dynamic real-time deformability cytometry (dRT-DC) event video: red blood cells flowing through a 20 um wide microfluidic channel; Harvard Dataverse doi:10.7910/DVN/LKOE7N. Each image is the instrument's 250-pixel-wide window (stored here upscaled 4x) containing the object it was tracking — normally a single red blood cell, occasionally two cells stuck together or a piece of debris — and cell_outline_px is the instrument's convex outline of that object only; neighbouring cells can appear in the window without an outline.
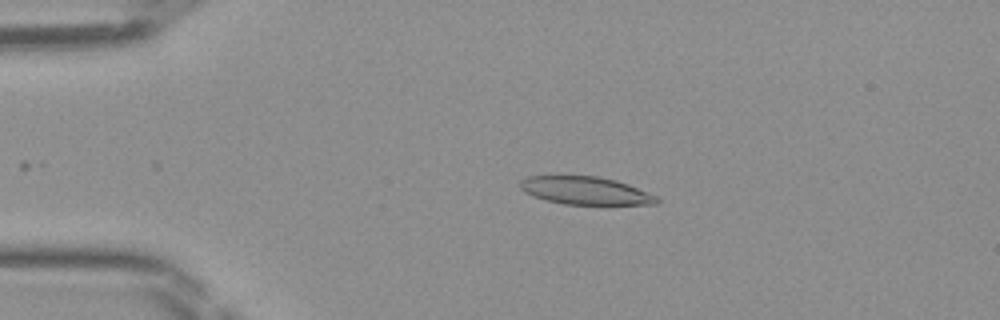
{"species": "Egyptian fruit bat (a non-hibernating species)", "species_latin": "Rousettus aegyptiacus", "temperature_condition": "room temperature", "stored_images_in_passage": 38, "camera_frame_rate_fps": 3000, "um_per_image_px": 0.085, "frame": {"image": 1, "passage_image": 10, "time_ms": 3.0, "image_size_px": [1000, 320], "cell_outline_px": [[660, 200], [656, 204], [564, 204], [544, 200], [532, 196], [524, 192], [520, 188], [520, 180], [528, 176], [556, 172], [596, 176], [616, 180], [628, 184], [660, 196]], "centroid_in_image_um": [49.68, 16.15], "position_along_channel_um": 35.3, "area_um2": 23.29}}
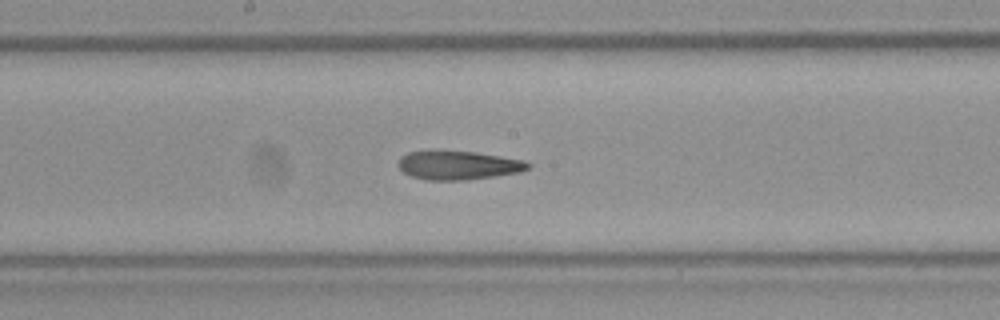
{"frame": {"image": 2, "passage_image": 25, "time_ms": 8.0, "image_size_px": [1000, 320], "cell_outline_px": [[532, 168], [520, 172], [496, 176], [468, 180], [424, 180], [412, 176], [404, 172], [396, 164], [400, 156], [408, 152], [436, 148], [476, 152], [524, 160], [532, 164]], "centroid_in_image_um": [38.93, 14.01], "position_along_channel_um": 209.3, "area_um2": 22.66}}
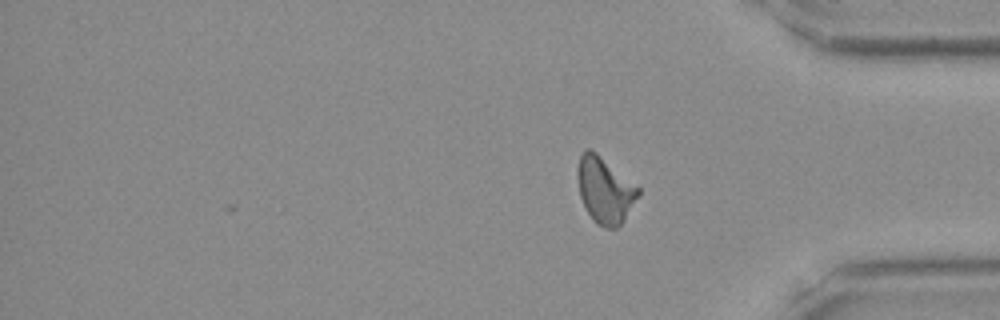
{"frame": {"image": 3, "passage_image": 38, "time_ms": 12.333, "image_size_px": [1000, 320], "cell_outline_px": [[640, 192], [624, 220], [616, 228], [604, 228], [596, 224], [592, 220], [580, 196], [576, 176], [576, 172], [580, 152], [588, 148], [596, 152], [640, 188]], "centroid_in_image_um": [51.38, 16.15], "position_along_channel_um": 383.8, "area_um2": 23.35}}